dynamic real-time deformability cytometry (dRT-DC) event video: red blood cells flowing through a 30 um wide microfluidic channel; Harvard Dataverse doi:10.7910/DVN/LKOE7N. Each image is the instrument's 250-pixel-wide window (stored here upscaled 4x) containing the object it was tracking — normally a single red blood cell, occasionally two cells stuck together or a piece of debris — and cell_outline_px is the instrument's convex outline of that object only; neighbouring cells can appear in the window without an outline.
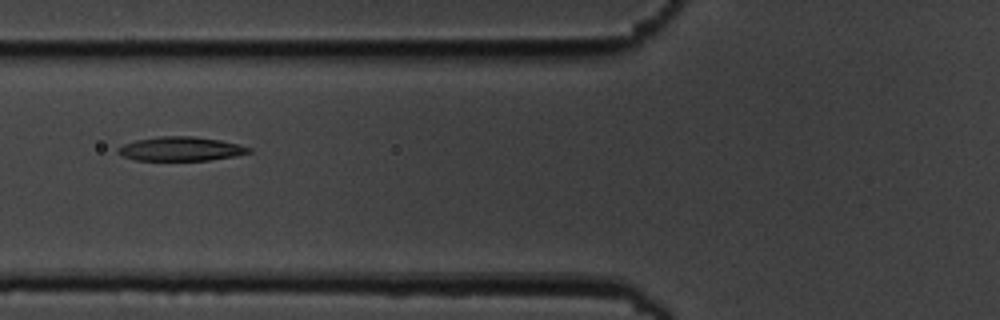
{"species": "common noctule bat (a hibernating species)", "species_latin": "Nyctalus noctula", "temperature_condition": "cold", "stored_images_in_passage": 8, "camera_frame_rate_fps": 3000, "um_per_image_px": 0.085, "animal": {"sex": "male", "body_mass_g": 19.5, "forearm_length_mm": 54.6}, "frame": {"image": 1, "passage_image": 7, "time_ms": 7.0, "image_size_px": [1000, 320], "cell_outline_px": [[252, 152], [236, 156], [208, 160], [136, 160], [124, 156], [116, 152], [116, 148], [124, 144], [136, 140], [160, 136], [192, 136], [220, 140], [252, 148]], "centroid_in_image_um": [15.36, 12.65], "position_along_channel_um": 110.4, "area_um2": 18.26}}
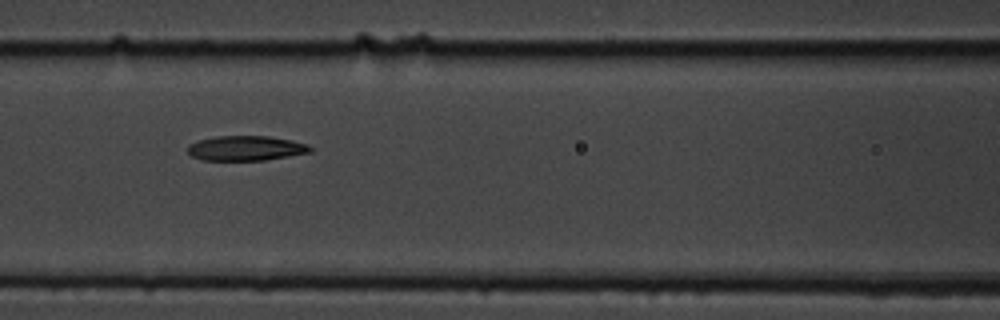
{"frame": {"image": 2, "passage_image": 8, "time_ms": 8.0, "image_size_px": [1000, 320], "cell_outline_px": [[316, 148], [312, 152], [264, 160], [200, 160], [192, 156], [188, 152], [188, 144], [200, 140], [216, 136], [268, 136], [292, 140], [308, 144]], "centroid_in_image_um": [20.94, 12.6], "position_along_channel_um": 145.7, "area_um2": 17.86}}